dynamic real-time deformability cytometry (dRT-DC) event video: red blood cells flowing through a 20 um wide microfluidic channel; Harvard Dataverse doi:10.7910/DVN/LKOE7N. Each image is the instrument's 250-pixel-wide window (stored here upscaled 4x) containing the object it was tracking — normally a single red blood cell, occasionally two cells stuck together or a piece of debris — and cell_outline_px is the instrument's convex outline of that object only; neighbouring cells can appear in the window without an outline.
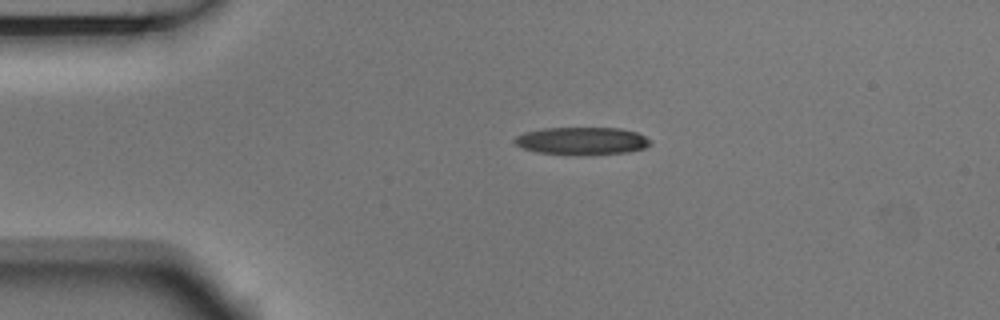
{"species": "Egyptian fruit bat (a non-hibernating species)", "species_latin": "Rousettus aegyptiacus", "temperature_condition": "room temperature", "stored_images_in_passage": 2, "camera_frame_rate_fps": 3000, "um_per_image_px": 0.085, "animal": {"sex": "male"}, "frame": {"image": 1, "passage_image": 1, "time_ms": 0.0, "image_size_px": [1000, 320], "cell_outline_px": [[652, 144], [644, 148], [628, 152], [592, 156], [572, 156], [536, 152], [524, 148], [516, 144], [512, 140], [516, 136], [524, 132], [540, 128], [620, 128], [636, 132], [652, 140]], "centroid_in_image_um": [49.46, 12.0], "position_along_channel_um": 35.5, "area_um2": 22.48}}
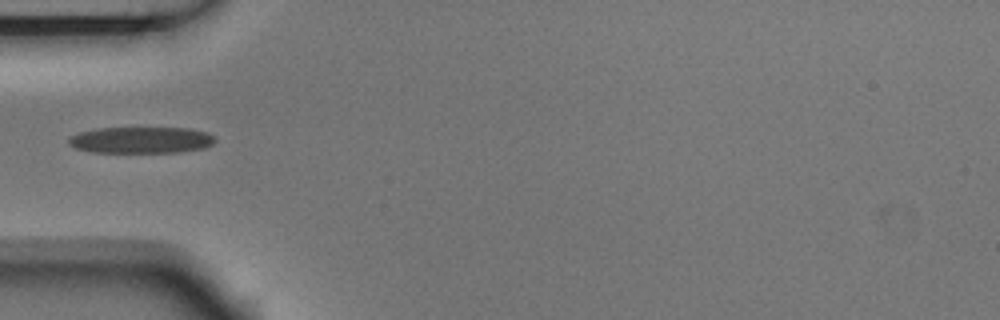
{"frame": {"image": 2, "passage_image": 2, "time_ms": 0.333, "image_size_px": [1000, 320], "cell_outline_px": [[216, 140], [212, 144], [204, 148], [180, 152], [92, 152], [76, 148], [68, 144], [68, 136], [80, 132], [100, 128], [188, 128], [208, 132]], "centroid_in_image_um": [11.99, 11.9], "position_along_channel_um": 73.0, "area_um2": 22.54}}